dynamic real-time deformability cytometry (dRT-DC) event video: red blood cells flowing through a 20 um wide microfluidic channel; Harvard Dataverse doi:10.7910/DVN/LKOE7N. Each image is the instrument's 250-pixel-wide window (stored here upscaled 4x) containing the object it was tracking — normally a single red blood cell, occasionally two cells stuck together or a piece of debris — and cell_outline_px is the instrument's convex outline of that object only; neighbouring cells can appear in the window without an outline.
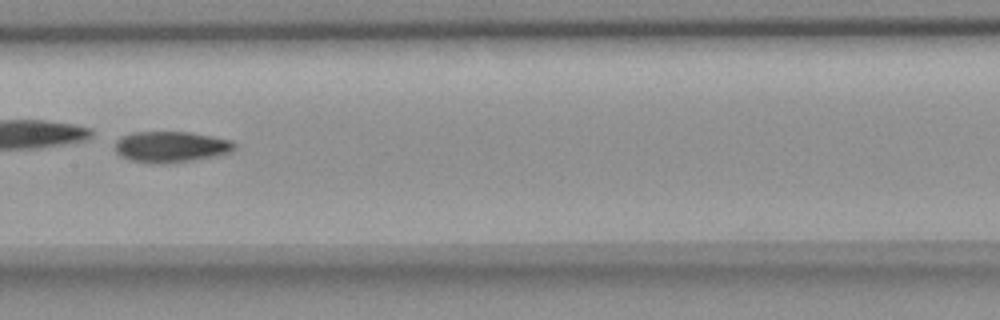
{"species": "common noctule bat (a hibernating species)", "species_latin": "Nyctalus noctula", "temperature_condition": "room temperature", "stored_images_in_passage": 9, "camera_frame_rate_fps": 3000, "um_per_image_px": 0.085, "animal": {"sex": "female", "body_mass_g": 18.4}, "frame": {"image": 1, "passage_image": 7, "time_ms": 2.0, "image_size_px": [1000, 320], "cell_outline_px": [[236, 148], [232, 152], [192, 160], [156, 164], [152, 164], [132, 160], [120, 156], [116, 152], [116, 140], [120, 136], [132, 132], [192, 132], [232, 140], [236, 144]], "centroid_in_image_um": [14.53, 12.47], "position_along_channel_um": 192.9, "area_um2": 21.62}}
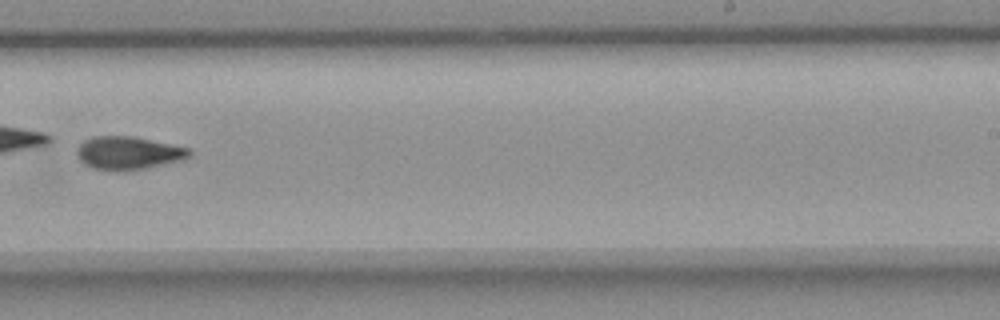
{"frame": {"image": 2, "passage_image": 9, "time_ms": 2.667, "image_size_px": [1000, 320], "cell_outline_px": [[192, 152], [184, 160], [124, 172], [116, 172], [92, 168], [84, 164], [80, 160], [76, 152], [76, 148], [84, 140], [92, 136], [132, 136], [192, 148]], "centroid_in_image_um": [10.9, 13.01], "position_along_channel_um": 278.1, "area_um2": 22.02}}